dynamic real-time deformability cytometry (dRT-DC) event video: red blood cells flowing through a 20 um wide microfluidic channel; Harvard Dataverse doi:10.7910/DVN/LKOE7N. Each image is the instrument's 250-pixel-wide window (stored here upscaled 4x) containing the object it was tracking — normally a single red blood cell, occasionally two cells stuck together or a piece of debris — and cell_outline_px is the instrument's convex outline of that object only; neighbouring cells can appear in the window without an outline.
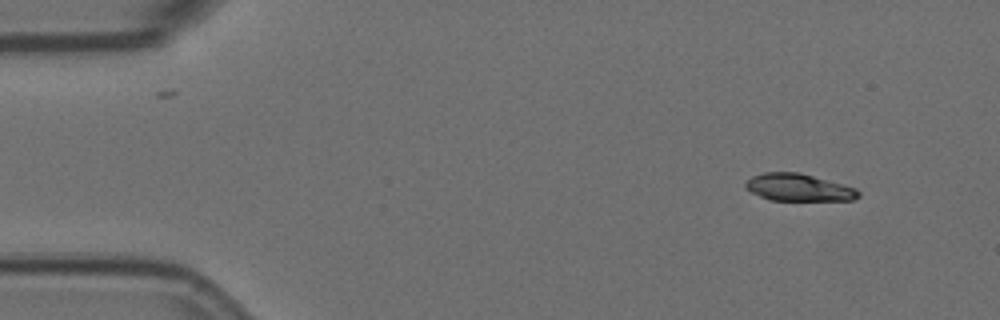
{"species": "Egyptian fruit bat (a non-hibernating species)", "species_latin": "Rousettus aegyptiacus", "temperature_condition": "room temperature", "stored_images_in_passage": 4, "camera_frame_rate_fps": 3000, "um_per_image_px": 0.085, "animal": {"sex": "female"}, "frame": {"image": 1, "passage_image": 1, "time_ms": 0.0, "image_size_px": [1000, 320], "cell_outline_px": [[860, 196], [856, 200], [768, 200], [752, 192], [744, 184], [752, 176], [764, 172], [800, 172], [856, 188], [860, 192]], "centroid_in_image_um": [67.91, 15.93], "position_along_channel_um": 17.1, "area_um2": 17.86}}
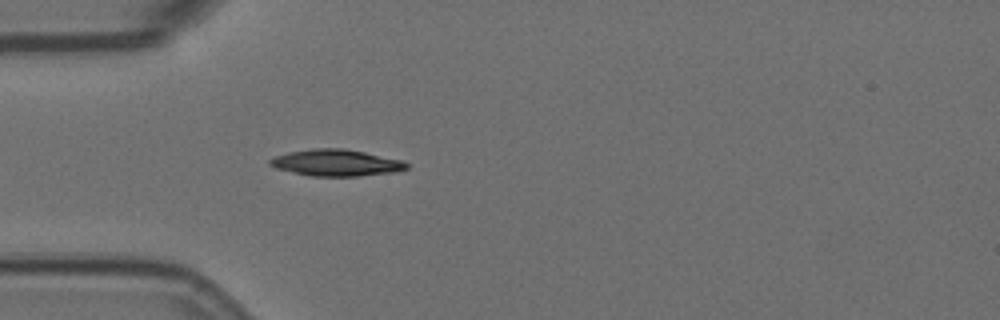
{"frame": {"image": 2, "passage_image": 4, "time_ms": 1.0, "image_size_px": [1000, 320], "cell_outline_px": [[408, 168], [396, 172], [360, 176], [312, 176], [292, 172], [276, 168], [268, 164], [268, 160], [276, 156], [288, 152], [312, 148], [344, 148], [404, 160], [408, 164]], "centroid_in_image_um": [28.59, 13.83], "position_along_channel_um": 56.4, "area_um2": 21.27}}